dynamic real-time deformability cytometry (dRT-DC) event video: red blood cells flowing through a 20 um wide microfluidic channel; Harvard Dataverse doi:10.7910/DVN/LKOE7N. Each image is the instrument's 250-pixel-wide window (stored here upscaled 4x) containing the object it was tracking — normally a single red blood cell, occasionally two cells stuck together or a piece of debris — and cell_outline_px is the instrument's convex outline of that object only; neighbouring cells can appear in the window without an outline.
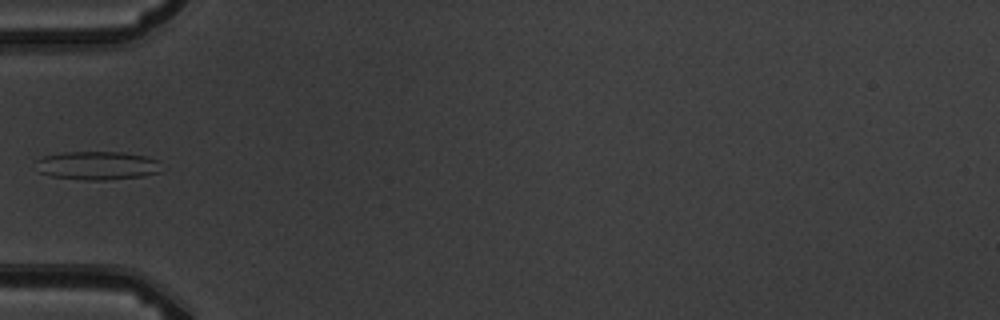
{"species": "common noctule bat (a hibernating species)", "species_latin": "Nyctalus noctula", "temperature_condition": "warm", "stored_images_in_passage": 6, "camera_frame_rate_fps": 3000, "um_per_image_px": 0.085, "animal": {"sex": "male", "body_mass_g": 19.5, "forearm_length_mm": 54.6}, "frame": {"image": 1, "passage_image": 5, "time_ms": 5.667, "image_size_px": [1000, 320], "cell_outline_px": [[168, 168], [160, 172], [144, 176], [104, 180], [84, 180], [52, 176], [40, 172], [36, 160], [44, 156], [64, 152], [124, 152], [144, 156], [156, 160]], "centroid_in_image_um": [8.36, 14.07], "position_along_channel_um": 76.6, "area_um2": 20.98}}